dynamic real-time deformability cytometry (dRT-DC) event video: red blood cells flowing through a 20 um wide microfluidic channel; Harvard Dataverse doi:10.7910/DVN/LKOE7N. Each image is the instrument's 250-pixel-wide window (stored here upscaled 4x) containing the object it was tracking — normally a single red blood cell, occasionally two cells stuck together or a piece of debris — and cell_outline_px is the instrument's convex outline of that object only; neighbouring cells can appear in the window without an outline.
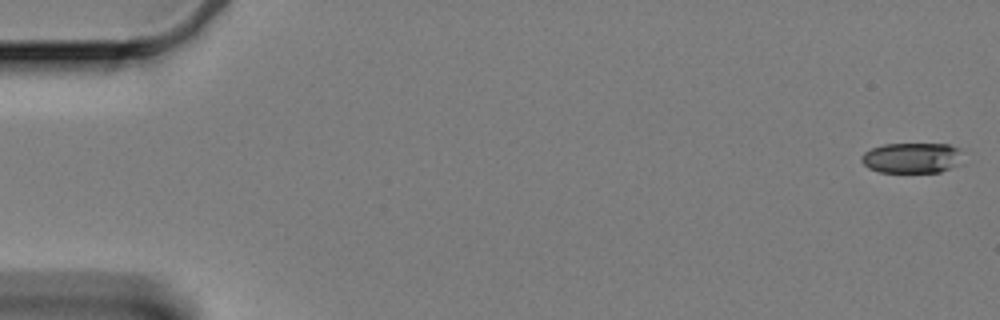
{"species": "Egyptian fruit bat (a non-hibernating species)", "species_latin": "Rousettus aegyptiacus", "temperature_condition": "cold", "stored_images_in_passage": 14, "camera_frame_rate_fps": 3000, "um_per_image_px": 0.085, "animal": {"sex": "female"}, "frame": {"image": 1, "passage_image": 1, "time_ms": 0.0, "image_size_px": [1000, 320], "cell_outline_px": [[968, 164], [940, 172], [880, 172], [868, 168], [860, 160], [860, 156], [864, 152], [872, 148], [884, 144], [948, 144], [960, 148]], "centroid_in_image_um": [77.64, 13.43], "position_along_channel_um": 7.4, "area_um2": 18.73}}